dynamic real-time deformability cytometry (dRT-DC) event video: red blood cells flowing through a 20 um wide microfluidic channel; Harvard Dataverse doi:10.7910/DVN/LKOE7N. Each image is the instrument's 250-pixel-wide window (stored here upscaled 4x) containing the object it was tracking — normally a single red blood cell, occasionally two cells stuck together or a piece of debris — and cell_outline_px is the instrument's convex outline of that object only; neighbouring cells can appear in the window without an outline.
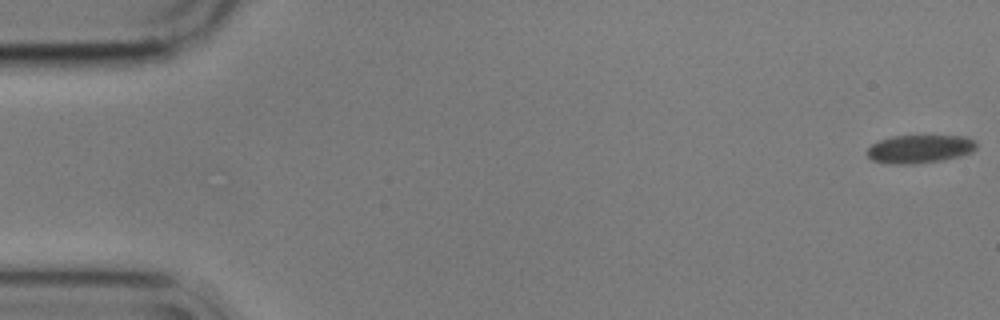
{"species": "common noctule bat (a hibernating species)", "species_latin": "Nyctalus noctula", "temperature_condition": "cold", "stored_images_in_passage": 59, "camera_frame_rate_fps": 3000, "um_per_image_px": 0.085, "animal": {"sex": "male", "body_mass_g": 17.9}, "frame": {"image": 1, "passage_image": 1, "time_ms": 0.0, "image_size_px": [1000, 320], "cell_outline_px": [[976, 148], [972, 152], [960, 156], [940, 160], [916, 164], [892, 164], [872, 160], [868, 156], [868, 148], [872, 144], [880, 140], [892, 136], [964, 136], [972, 140], [976, 144]], "centroid_in_image_um": [78.16, 12.66], "position_along_channel_um": 6.8, "area_um2": 17.8}}
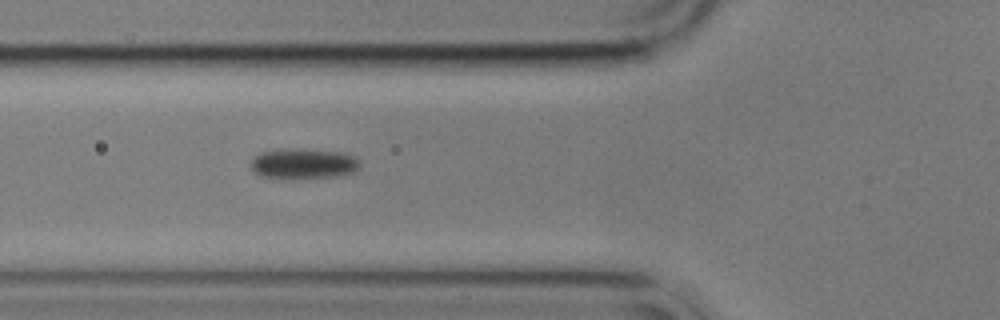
{"frame": {"image": 2, "passage_image": 21, "time_ms": 6.667, "image_size_px": [1000, 320], "cell_outline_px": [[360, 168], [356, 172], [340, 176], [284, 180], [280, 180], [260, 176], [248, 164], [252, 156], [260, 152], [280, 148], [292, 148], [344, 152], [360, 160]], "centroid_in_image_um": [25.75, 13.93], "position_along_channel_um": 100.1, "area_um2": 20.29}}
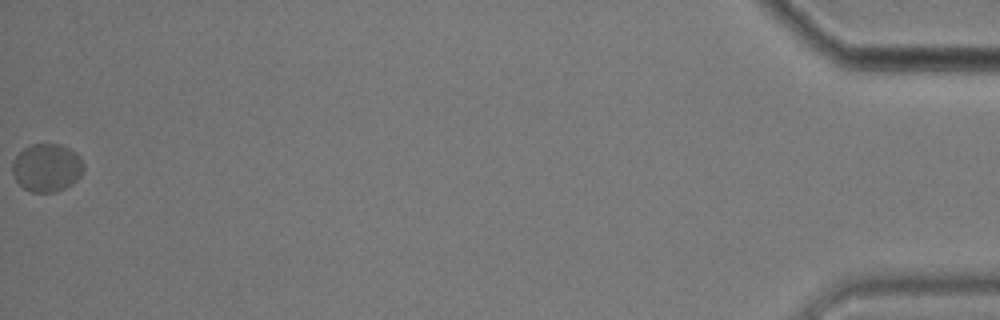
{"frame": {"image": 3, "passage_image": 59, "time_ms": 19.333, "image_size_px": [1000, 320], "cell_outline_px": [[84, 168], [80, 176], [72, 184], [56, 192], [32, 192], [24, 188], [16, 180], [12, 172], [12, 160], [24, 148], [32, 144], [60, 144], [76, 152], [80, 156], [84, 164]], "centroid_in_image_um": [3.99, 14.25], "position_along_channel_um": 431.2, "area_um2": 20.0}, "authors_computed_cell_mechanics": {"area_um2": 19.363, "velocity_mm_per_s": 3.4061, "shape_relaxation_time_tau1_ms": 1.7004, "shape_relaxation_time_tau2_ms": null, "deformation_change_tau1": 0.0583, "deformation_change_tau2": null}}